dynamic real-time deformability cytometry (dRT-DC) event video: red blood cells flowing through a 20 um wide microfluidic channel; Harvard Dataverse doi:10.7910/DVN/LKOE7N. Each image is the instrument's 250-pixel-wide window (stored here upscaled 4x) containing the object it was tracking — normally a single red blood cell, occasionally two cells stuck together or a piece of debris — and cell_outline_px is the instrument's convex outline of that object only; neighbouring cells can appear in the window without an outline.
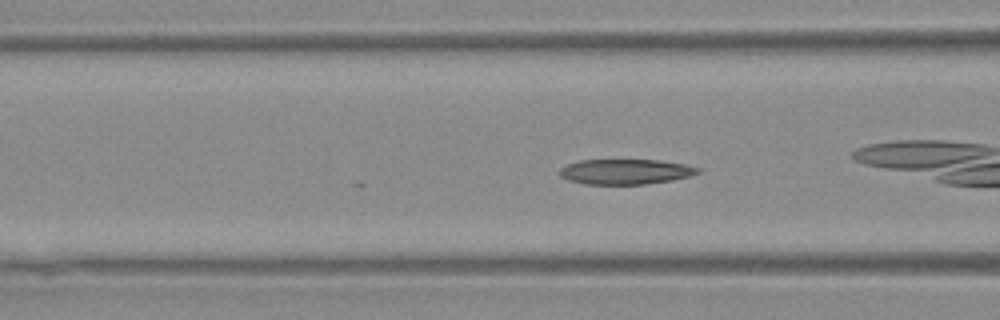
{"species": "Egyptian fruit bat (a non-hibernating species)", "species_latin": "Rousettus aegyptiacus", "temperature_condition": "warm", "stored_images_in_passage": 6, "camera_frame_rate_fps": 3000, "um_per_image_px": 0.085, "animal": {"sex": "female"}, "frame": {"image": 1, "passage_image": 4, "time_ms": 1.0, "image_size_px": [1000, 320], "cell_outline_px": [[700, 172], [692, 176], [672, 180], [644, 184], [584, 184], [568, 180], [560, 176], [560, 168], [568, 164], [580, 160], [656, 160], [688, 164], [700, 168]], "centroid_in_image_um": [53.2, 14.59], "position_along_channel_um": 113.4, "area_um2": 20.35}}